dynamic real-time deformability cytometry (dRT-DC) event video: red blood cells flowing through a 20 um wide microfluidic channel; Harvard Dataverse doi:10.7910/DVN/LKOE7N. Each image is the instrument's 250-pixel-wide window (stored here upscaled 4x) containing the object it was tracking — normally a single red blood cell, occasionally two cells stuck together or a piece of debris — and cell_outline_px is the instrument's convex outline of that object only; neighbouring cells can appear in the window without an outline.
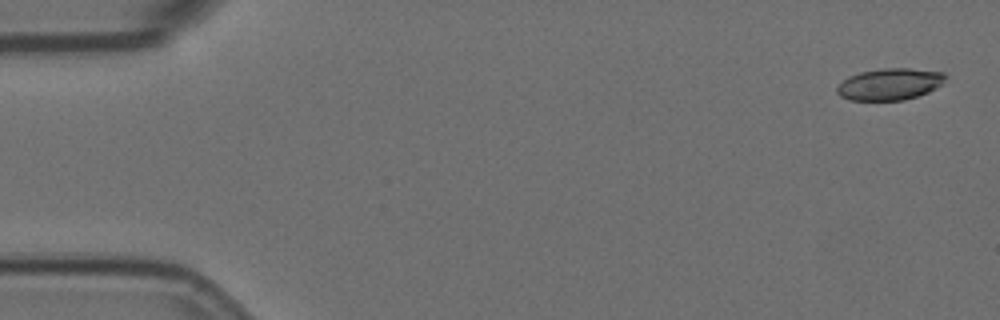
{"species": "Egyptian fruit bat (a non-hibernating species)", "species_latin": "Rousettus aegyptiacus", "temperature_condition": "room temperature", "stored_images_in_passage": 4, "camera_frame_rate_fps": 3000, "um_per_image_px": 0.085, "animal": {"sex": "female"}, "frame": {"image": 1, "passage_image": 1, "time_ms": 0.0, "image_size_px": [1000, 320], "cell_outline_px": [[948, 76], [944, 84], [928, 92], [904, 100], [848, 100], [840, 96], [836, 92], [836, 88], [848, 76], [860, 72], [884, 68], [908, 68], [944, 72]], "centroid_in_image_um": [75.66, 7.15], "position_along_channel_um": 9.3, "area_um2": 20.17}}